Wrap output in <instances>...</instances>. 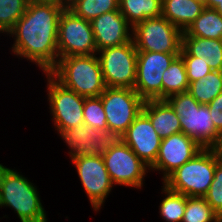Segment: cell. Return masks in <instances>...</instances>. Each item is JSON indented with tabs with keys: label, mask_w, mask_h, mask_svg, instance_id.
<instances>
[{
	"label": "cell",
	"mask_w": 222,
	"mask_h": 222,
	"mask_svg": "<svg viewBox=\"0 0 222 222\" xmlns=\"http://www.w3.org/2000/svg\"><path fill=\"white\" fill-rule=\"evenodd\" d=\"M64 9L53 3L29 1L23 16L7 33L14 39L10 48L14 56L26 58L43 73H49L59 60L58 24Z\"/></svg>",
	"instance_id": "1"
},
{
	"label": "cell",
	"mask_w": 222,
	"mask_h": 222,
	"mask_svg": "<svg viewBox=\"0 0 222 222\" xmlns=\"http://www.w3.org/2000/svg\"><path fill=\"white\" fill-rule=\"evenodd\" d=\"M11 208L20 222H48L37 187L20 171L0 164V208Z\"/></svg>",
	"instance_id": "2"
},
{
	"label": "cell",
	"mask_w": 222,
	"mask_h": 222,
	"mask_svg": "<svg viewBox=\"0 0 222 222\" xmlns=\"http://www.w3.org/2000/svg\"><path fill=\"white\" fill-rule=\"evenodd\" d=\"M49 73L64 87L85 98L99 97L107 87L97 54L59 58Z\"/></svg>",
	"instance_id": "3"
},
{
	"label": "cell",
	"mask_w": 222,
	"mask_h": 222,
	"mask_svg": "<svg viewBox=\"0 0 222 222\" xmlns=\"http://www.w3.org/2000/svg\"><path fill=\"white\" fill-rule=\"evenodd\" d=\"M219 160L215 148H203L172 172L162 184L169 190L187 197H204L213 181L216 163Z\"/></svg>",
	"instance_id": "4"
},
{
	"label": "cell",
	"mask_w": 222,
	"mask_h": 222,
	"mask_svg": "<svg viewBox=\"0 0 222 222\" xmlns=\"http://www.w3.org/2000/svg\"><path fill=\"white\" fill-rule=\"evenodd\" d=\"M179 116L182 132L193 138L202 148H215L221 134L215 129L208 104L198 103L186 91L166 99Z\"/></svg>",
	"instance_id": "5"
},
{
	"label": "cell",
	"mask_w": 222,
	"mask_h": 222,
	"mask_svg": "<svg viewBox=\"0 0 222 222\" xmlns=\"http://www.w3.org/2000/svg\"><path fill=\"white\" fill-rule=\"evenodd\" d=\"M108 174L114 185L140 189L150 172L146 165L120 138H114L102 155Z\"/></svg>",
	"instance_id": "6"
},
{
	"label": "cell",
	"mask_w": 222,
	"mask_h": 222,
	"mask_svg": "<svg viewBox=\"0 0 222 222\" xmlns=\"http://www.w3.org/2000/svg\"><path fill=\"white\" fill-rule=\"evenodd\" d=\"M102 99L108 134L120 138L142 112L144 100L133 88L106 87Z\"/></svg>",
	"instance_id": "7"
},
{
	"label": "cell",
	"mask_w": 222,
	"mask_h": 222,
	"mask_svg": "<svg viewBox=\"0 0 222 222\" xmlns=\"http://www.w3.org/2000/svg\"><path fill=\"white\" fill-rule=\"evenodd\" d=\"M183 31L162 15L136 24L132 40L137 51L180 53Z\"/></svg>",
	"instance_id": "8"
},
{
	"label": "cell",
	"mask_w": 222,
	"mask_h": 222,
	"mask_svg": "<svg viewBox=\"0 0 222 222\" xmlns=\"http://www.w3.org/2000/svg\"><path fill=\"white\" fill-rule=\"evenodd\" d=\"M107 87L134 88L137 50L133 40L97 52Z\"/></svg>",
	"instance_id": "9"
},
{
	"label": "cell",
	"mask_w": 222,
	"mask_h": 222,
	"mask_svg": "<svg viewBox=\"0 0 222 222\" xmlns=\"http://www.w3.org/2000/svg\"><path fill=\"white\" fill-rule=\"evenodd\" d=\"M42 74L47 80V101L57 133L84 123L85 97L64 87L50 73Z\"/></svg>",
	"instance_id": "10"
},
{
	"label": "cell",
	"mask_w": 222,
	"mask_h": 222,
	"mask_svg": "<svg viewBox=\"0 0 222 222\" xmlns=\"http://www.w3.org/2000/svg\"><path fill=\"white\" fill-rule=\"evenodd\" d=\"M58 56L97 54L91 22L76 16L65 8L58 24Z\"/></svg>",
	"instance_id": "11"
},
{
	"label": "cell",
	"mask_w": 222,
	"mask_h": 222,
	"mask_svg": "<svg viewBox=\"0 0 222 222\" xmlns=\"http://www.w3.org/2000/svg\"><path fill=\"white\" fill-rule=\"evenodd\" d=\"M93 211L99 212L111 194L112 182L102 155H86L71 159Z\"/></svg>",
	"instance_id": "12"
},
{
	"label": "cell",
	"mask_w": 222,
	"mask_h": 222,
	"mask_svg": "<svg viewBox=\"0 0 222 222\" xmlns=\"http://www.w3.org/2000/svg\"><path fill=\"white\" fill-rule=\"evenodd\" d=\"M180 53L137 51L134 90L144 100H162V76Z\"/></svg>",
	"instance_id": "13"
},
{
	"label": "cell",
	"mask_w": 222,
	"mask_h": 222,
	"mask_svg": "<svg viewBox=\"0 0 222 222\" xmlns=\"http://www.w3.org/2000/svg\"><path fill=\"white\" fill-rule=\"evenodd\" d=\"M203 148L183 132L162 139L155 163L150 171H159L162 182L177 168L192 159Z\"/></svg>",
	"instance_id": "14"
},
{
	"label": "cell",
	"mask_w": 222,
	"mask_h": 222,
	"mask_svg": "<svg viewBox=\"0 0 222 222\" xmlns=\"http://www.w3.org/2000/svg\"><path fill=\"white\" fill-rule=\"evenodd\" d=\"M120 139L149 167L157 158L162 138L158 136L150 119L141 112Z\"/></svg>",
	"instance_id": "15"
},
{
	"label": "cell",
	"mask_w": 222,
	"mask_h": 222,
	"mask_svg": "<svg viewBox=\"0 0 222 222\" xmlns=\"http://www.w3.org/2000/svg\"><path fill=\"white\" fill-rule=\"evenodd\" d=\"M58 135L70 149L68 152L70 159L86 155H103L114 139L107 132L94 129L85 123L59 131Z\"/></svg>",
	"instance_id": "16"
},
{
	"label": "cell",
	"mask_w": 222,
	"mask_h": 222,
	"mask_svg": "<svg viewBox=\"0 0 222 222\" xmlns=\"http://www.w3.org/2000/svg\"><path fill=\"white\" fill-rule=\"evenodd\" d=\"M91 26L97 52L132 41L133 27L120 11H111L96 17L91 21Z\"/></svg>",
	"instance_id": "17"
},
{
	"label": "cell",
	"mask_w": 222,
	"mask_h": 222,
	"mask_svg": "<svg viewBox=\"0 0 222 222\" xmlns=\"http://www.w3.org/2000/svg\"><path fill=\"white\" fill-rule=\"evenodd\" d=\"M142 112L150 119L160 138L182 132L179 116L166 100H147Z\"/></svg>",
	"instance_id": "18"
},
{
	"label": "cell",
	"mask_w": 222,
	"mask_h": 222,
	"mask_svg": "<svg viewBox=\"0 0 222 222\" xmlns=\"http://www.w3.org/2000/svg\"><path fill=\"white\" fill-rule=\"evenodd\" d=\"M180 56L205 57L213 71H222V40L182 35Z\"/></svg>",
	"instance_id": "19"
},
{
	"label": "cell",
	"mask_w": 222,
	"mask_h": 222,
	"mask_svg": "<svg viewBox=\"0 0 222 222\" xmlns=\"http://www.w3.org/2000/svg\"><path fill=\"white\" fill-rule=\"evenodd\" d=\"M204 8L197 0H162V16L182 31L188 28Z\"/></svg>",
	"instance_id": "20"
},
{
	"label": "cell",
	"mask_w": 222,
	"mask_h": 222,
	"mask_svg": "<svg viewBox=\"0 0 222 222\" xmlns=\"http://www.w3.org/2000/svg\"><path fill=\"white\" fill-rule=\"evenodd\" d=\"M119 11L134 27L147 18L162 15V0H119Z\"/></svg>",
	"instance_id": "21"
},
{
	"label": "cell",
	"mask_w": 222,
	"mask_h": 222,
	"mask_svg": "<svg viewBox=\"0 0 222 222\" xmlns=\"http://www.w3.org/2000/svg\"><path fill=\"white\" fill-rule=\"evenodd\" d=\"M184 32L188 36L222 40V15L205 7Z\"/></svg>",
	"instance_id": "22"
},
{
	"label": "cell",
	"mask_w": 222,
	"mask_h": 222,
	"mask_svg": "<svg viewBox=\"0 0 222 222\" xmlns=\"http://www.w3.org/2000/svg\"><path fill=\"white\" fill-rule=\"evenodd\" d=\"M189 87L187 71L184 60L179 55L163 72L162 76V100L168 97L186 92Z\"/></svg>",
	"instance_id": "23"
},
{
	"label": "cell",
	"mask_w": 222,
	"mask_h": 222,
	"mask_svg": "<svg viewBox=\"0 0 222 222\" xmlns=\"http://www.w3.org/2000/svg\"><path fill=\"white\" fill-rule=\"evenodd\" d=\"M200 104H209L222 93V71H211L204 78L191 82L187 90Z\"/></svg>",
	"instance_id": "24"
},
{
	"label": "cell",
	"mask_w": 222,
	"mask_h": 222,
	"mask_svg": "<svg viewBox=\"0 0 222 222\" xmlns=\"http://www.w3.org/2000/svg\"><path fill=\"white\" fill-rule=\"evenodd\" d=\"M68 9L87 21L111 11H119V0H70Z\"/></svg>",
	"instance_id": "25"
},
{
	"label": "cell",
	"mask_w": 222,
	"mask_h": 222,
	"mask_svg": "<svg viewBox=\"0 0 222 222\" xmlns=\"http://www.w3.org/2000/svg\"><path fill=\"white\" fill-rule=\"evenodd\" d=\"M162 194L165 196L160 202L159 213L165 222H182L186 207V195L169 190L162 186Z\"/></svg>",
	"instance_id": "26"
},
{
	"label": "cell",
	"mask_w": 222,
	"mask_h": 222,
	"mask_svg": "<svg viewBox=\"0 0 222 222\" xmlns=\"http://www.w3.org/2000/svg\"><path fill=\"white\" fill-rule=\"evenodd\" d=\"M182 222H222L204 197H187Z\"/></svg>",
	"instance_id": "27"
},
{
	"label": "cell",
	"mask_w": 222,
	"mask_h": 222,
	"mask_svg": "<svg viewBox=\"0 0 222 222\" xmlns=\"http://www.w3.org/2000/svg\"><path fill=\"white\" fill-rule=\"evenodd\" d=\"M29 0H0V33H7L23 16Z\"/></svg>",
	"instance_id": "28"
},
{
	"label": "cell",
	"mask_w": 222,
	"mask_h": 222,
	"mask_svg": "<svg viewBox=\"0 0 222 222\" xmlns=\"http://www.w3.org/2000/svg\"><path fill=\"white\" fill-rule=\"evenodd\" d=\"M83 117L86 125L108 133L106 115L100 97L85 98Z\"/></svg>",
	"instance_id": "29"
},
{
	"label": "cell",
	"mask_w": 222,
	"mask_h": 222,
	"mask_svg": "<svg viewBox=\"0 0 222 222\" xmlns=\"http://www.w3.org/2000/svg\"><path fill=\"white\" fill-rule=\"evenodd\" d=\"M204 198L222 219V159L216 163L213 181Z\"/></svg>",
	"instance_id": "30"
},
{
	"label": "cell",
	"mask_w": 222,
	"mask_h": 222,
	"mask_svg": "<svg viewBox=\"0 0 222 222\" xmlns=\"http://www.w3.org/2000/svg\"><path fill=\"white\" fill-rule=\"evenodd\" d=\"M184 60L187 79L189 84L191 82L204 78L209 72L212 71L210 66L207 64L205 57H194V56H181Z\"/></svg>",
	"instance_id": "31"
},
{
	"label": "cell",
	"mask_w": 222,
	"mask_h": 222,
	"mask_svg": "<svg viewBox=\"0 0 222 222\" xmlns=\"http://www.w3.org/2000/svg\"><path fill=\"white\" fill-rule=\"evenodd\" d=\"M208 106L215 129L222 134V93L212 100Z\"/></svg>",
	"instance_id": "32"
},
{
	"label": "cell",
	"mask_w": 222,
	"mask_h": 222,
	"mask_svg": "<svg viewBox=\"0 0 222 222\" xmlns=\"http://www.w3.org/2000/svg\"><path fill=\"white\" fill-rule=\"evenodd\" d=\"M32 2H38V3H53L56 5L63 6L65 8H68L70 0H29Z\"/></svg>",
	"instance_id": "33"
},
{
	"label": "cell",
	"mask_w": 222,
	"mask_h": 222,
	"mask_svg": "<svg viewBox=\"0 0 222 222\" xmlns=\"http://www.w3.org/2000/svg\"><path fill=\"white\" fill-rule=\"evenodd\" d=\"M218 4H222V0H208L205 7L214 9Z\"/></svg>",
	"instance_id": "34"
},
{
	"label": "cell",
	"mask_w": 222,
	"mask_h": 222,
	"mask_svg": "<svg viewBox=\"0 0 222 222\" xmlns=\"http://www.w3.org/2000/svg\"><path fill=\"white\" fill-rule=\"evenodd\" d=\"M215 150L218 153L220 159H222V134L220 136V140H219L217 146L215 147Z\"/></svg>",
	"instance_id": "35"
},
{
	"label": "cell",
	"mask_w": 222,
	"mask_h": 222,
	"mask_svg": "<svg viewBox=\"0 0 222 222\" xmlns=\"http://www.w3.org/2000/svg\"><path fill=\"white\" fill-rule=\"evenodd\" d=\"M214 9L222 15V4H218Z\"/></svg>",
	"instance_id": "36"
},
{
	"label": "cell",
	"mask_w": 222,
	"mask_h": 222,
	"mask_svg": "<svg viewBox=\"0 0 222 222\" xmlns=\"http://www.w3.org/2000/svg\"><path fill=\"white\" fill-rule=\"evenodd\" d=\"M197 1L202 3L204 6L208 3V0H197Z\"/></svg>",
	"instance_id": "37"
}]
</instances>
